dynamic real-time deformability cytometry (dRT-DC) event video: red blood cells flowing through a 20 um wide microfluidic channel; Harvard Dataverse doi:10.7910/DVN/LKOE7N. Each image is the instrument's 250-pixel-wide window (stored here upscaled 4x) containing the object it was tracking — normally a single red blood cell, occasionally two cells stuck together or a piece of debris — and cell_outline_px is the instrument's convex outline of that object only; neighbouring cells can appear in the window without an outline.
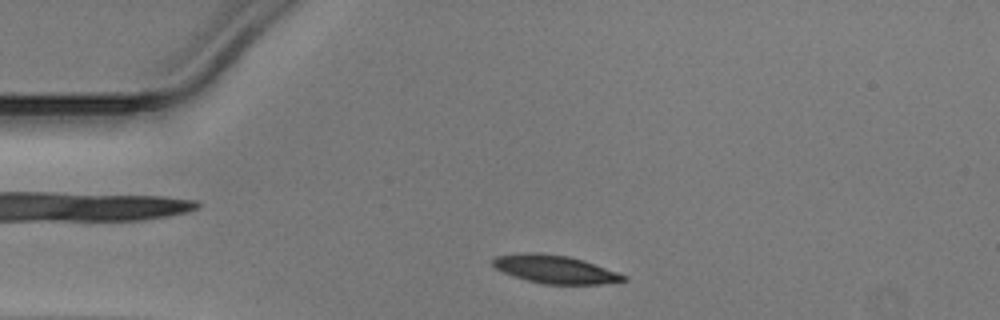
{"species": "Egyptian fruit bat (a non-hibernating species)", "species_latin": "Rousettus aegyptiacus", "temperature_condition": "warm", "stored_images_in_passage": 37, "camera_frame_rate_fps": 3000, "um_per_image_px": 0.085, "animal": {"sex": "male"}, "frame": {"image": 1, "passage_image": 4, "time_ms": 1.0, "image_size_px": [1000, 320], "cell_outline_px": [[628, 280], [600, 284], [544, 284], [528, 280], [504, 272], [496, 268], [492, 264], [492, 260], [496, 256], [568, 256], [584, 260], [628, 276]], "centroid_in_image_um": [47.32, 22.95], "position_along_channel_um": 37.7, "area_um2": 20.06}}
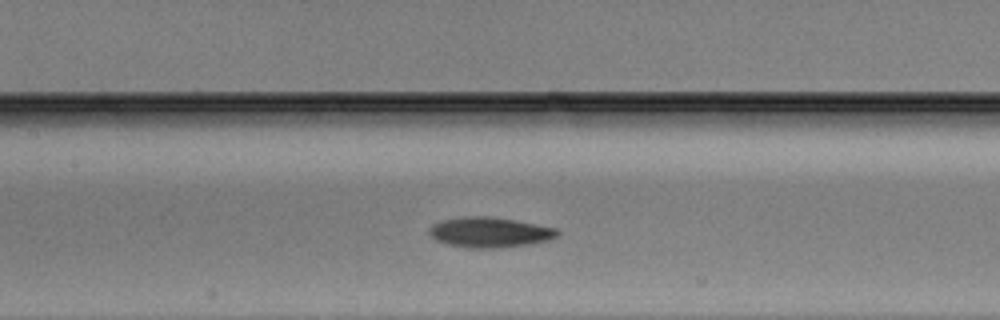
{"frame": {"image": 2, "passage_image": 16, "time_ms": 5.0, "image_size_px": [1000, 320], "cell_outline_px": [[560, 232], [556, 236], [548, 240], [532, 244], [496, 248], [468, 248], [444, 244], [428, 236], [428, 228], [432, 224], [440, 220], [464, 216], [492, 216], [556, 228]], "centroid_in_image_um": [41.54, 19.75], "position_along_channel_um": 165.9, "area_um2": 22.89}}
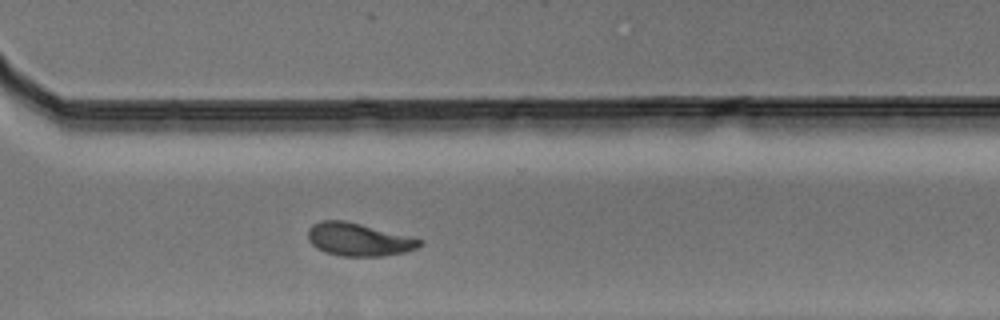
{"frame": {"image": 3, "passage_image": 29, "time_ms": 9.333, "image_size_px": [1000, 320], "cell_outline_px": [[424, 244], [416, 248], [404, 252], [384, 256], [340, 256], [324, 252], [316, 248], [308, 240], [308, 228], [312, 224], [320, 220], [344, 220], [412, 236], [424, 240]], "centroid_in_image_um": [30.49, 20.35], "position_along_channel_um": 340.1, "area_um2": 21.73}}